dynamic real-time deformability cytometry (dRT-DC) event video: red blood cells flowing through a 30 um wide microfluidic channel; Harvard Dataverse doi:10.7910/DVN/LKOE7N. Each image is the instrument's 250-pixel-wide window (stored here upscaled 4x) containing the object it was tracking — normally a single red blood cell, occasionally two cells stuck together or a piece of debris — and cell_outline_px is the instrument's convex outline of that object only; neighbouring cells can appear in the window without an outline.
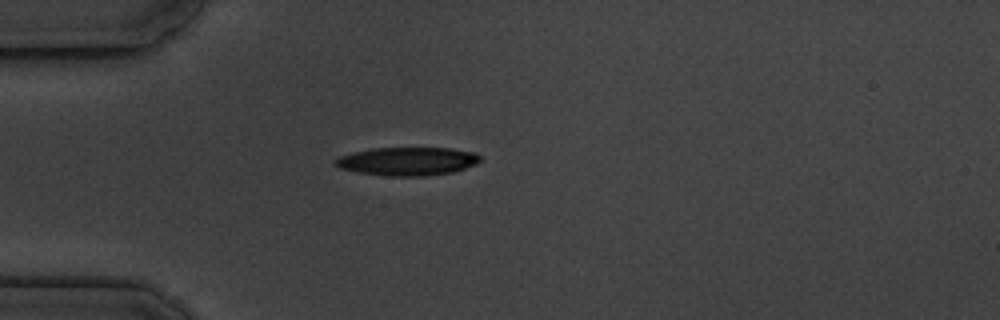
{"species": "common noctule bat (a hibernating species)", "species_latin": "Nyctalus noctula", "temperature_condition": "cold", "stored_images_in_passage": 2, "camera_frame_rate_fps": 3000, "um_per_image_px": 0.085, "animal": {"sex": "male", "body_mass_g": 19.5, "forearm_length_mm": 54.6}, "frame": {"image": 1, "passage_image": 1, "time_ms": 0.0, "image_size_px": [1000, 320], "cell_outline_px": [[480, 160], [476, 164], [452, 172], [424, 176], [384, 176], [356, 172], [340, 168], [332, 164], [332, 160], [340, 156], [372, 148], [452, 148], [476, 152], [480, 156]], "centroid_in_image_um": [34.61, 13.71], "position_along_channel_um": 50.4, "area_um2": 24.04}}